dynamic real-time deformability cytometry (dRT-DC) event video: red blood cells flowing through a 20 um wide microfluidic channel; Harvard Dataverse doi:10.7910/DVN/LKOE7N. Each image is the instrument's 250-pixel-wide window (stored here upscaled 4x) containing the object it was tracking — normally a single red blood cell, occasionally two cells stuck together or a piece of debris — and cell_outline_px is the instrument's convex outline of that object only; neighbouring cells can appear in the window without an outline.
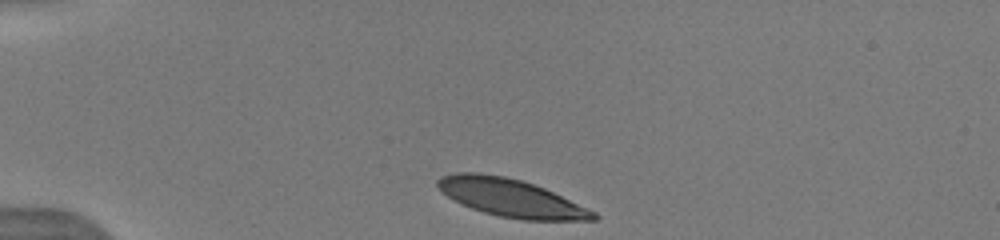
{"species": "human", "species_latin": "Homo sapiens", "temperature_condition": "warm", "stored_images_in_passage": 27, "camera_frame_rate_fps": 3000, "um_per_image_px": 0.085, "donor": {"sex": "male"}, "frame": {"image": 1, "passage_image": 1, "time_ms": 0.0, "image_size_px": [1000, 240], "cell_outline_px": [[600, 216], [596, 220], [524, 220], [500, 216], [484, 212], [472, 208], [448, 196], [436, 184], [436, 180], [440, 176], [456, 172], [476, 172], [504, 176], [520, 180], [544, 188], [596, 212]], "centroid_in_image_um": [43.44, 16.81], "position_along_channel_um": 41.6, "area_um2": 33.87}}
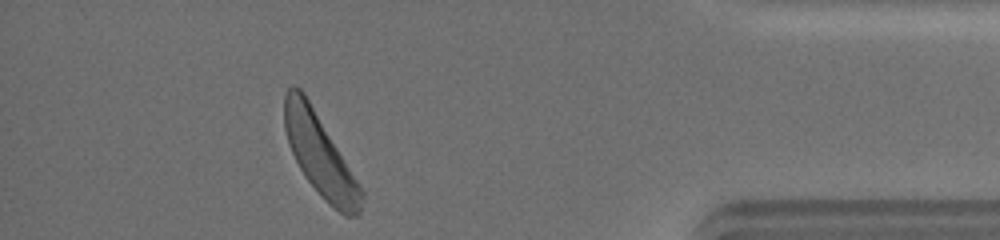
{"frame": {"image": 2, "passage_image": 23, "time_ms": 11.333, "image_size_px": [1000, 240], "cell_outline_px": [[364, 196], [360, 212], [356, 216], [344, 216], [328, 204], [320, 196], [308, 180], [300, 168], [288, 144], [284, 128], [284, 96], [288, 88], [292, 84], [300, 88], [304, 92], [364, 192]], "centroid_in_image_um": [27.18, 13.19], "position_along_channel_um": 408.0, "area_um2": 36.18}, "authors_computed_cell_mechanics": {"area_um2": 36.1828, "velocity_mm_per_s": 3.9575, "shape_relaxation_time_tau1_ms": 1.7675, "shape_relaxation_time_tau2_ms": null, "deformation_change_tau1": 0.1268, "deformation_change_tau2": null}}